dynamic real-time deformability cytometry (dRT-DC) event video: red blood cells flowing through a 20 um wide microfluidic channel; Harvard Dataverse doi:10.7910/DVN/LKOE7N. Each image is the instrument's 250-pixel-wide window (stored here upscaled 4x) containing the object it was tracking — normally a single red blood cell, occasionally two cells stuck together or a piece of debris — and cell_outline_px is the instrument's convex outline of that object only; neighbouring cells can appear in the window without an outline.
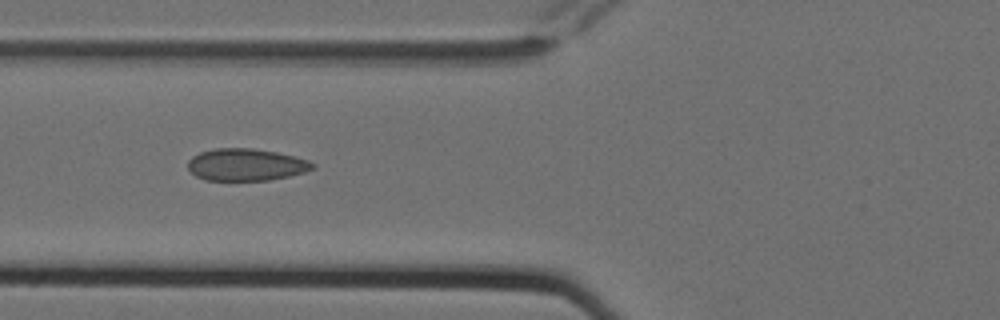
{"species": "Egyptian fruit bat (a non-hibernating species)", "species_latin": "Rousettus aegyptiacus", "temperature_condition": "cold", "stored_images_in_passage": 7, "camera_frame_rate_fps": 3000, "um_per_image_px": 0.085, "animal": {"sex": "female"}, "frame": {"image": 1, "passage_image": 7, "time_ms": 2.0, "image_size_px": [1000, 320], "cell_outline_px": [[316, 168], [304, 172], [288, 176], [268, 180], [204, 180], [196, 176], [188, 168], [188, 160], [192, 156], [200, 152], [216, 148], [252, 148], [276, 152], [308, 160], [316, 164]], "centroid_in_image_um": [20.91, 14.0], "position_along_channel_um": 104.9, "area_um2": 23.29}}